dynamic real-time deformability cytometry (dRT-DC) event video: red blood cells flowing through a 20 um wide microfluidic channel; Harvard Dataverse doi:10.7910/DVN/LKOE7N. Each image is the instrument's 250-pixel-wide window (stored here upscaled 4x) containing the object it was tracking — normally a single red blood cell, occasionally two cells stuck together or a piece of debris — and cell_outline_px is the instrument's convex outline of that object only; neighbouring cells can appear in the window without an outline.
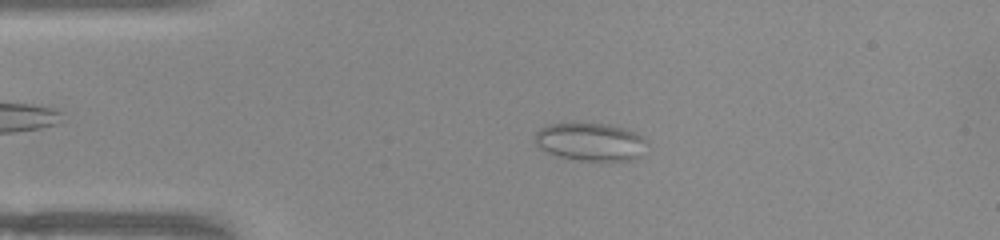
{"species": "common noctule bat (a hibernating species)", "species_latin": "Nyctalus noctula", "temperature_condition": "warm", "stored_images_in_passage": 49, "camera_frame_rate_fps": 3000, "um_per_image_px": 0.085, "animal": {"sex": "female", "body_mass_g": 22.0, "forearm_length_mm": 56.7}, "frame": {"image": 1, "passage_image": 9, "time_ms": 2.667, "image_size_px": [1000, 240], "cell_outline_px": [[648, 144], [644, 156], [636, 160], [576, 160], [560, 156], [548, 152], [540, 148], [536, 144], [532, 136], [540, 128], [548, 124], [608, 124], [628, 128], [636, 132], [648, 140]], "centroid_in_image_um": [50.27, 12.06], "position_along_channel_um": 34.7, "area_um2": 25.2}}
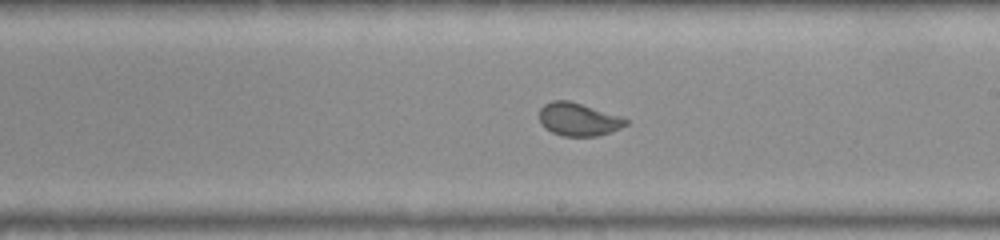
{"frame": {"image": 2, "passage_image": 27, "time_ms": 8.667, "image_size_px": [1000, 240], "cell_outline_px": [[628, 124], [612, 132], [596, 136], [564, 136], [552, 132], [544, 128], [540, 124], [540, 108], [544, 104], [552, 100], [568, 100], [624, 116], [628, 120]], "centroid_in_image_um": [49.19, 10.14], "position_along_channel_um": 239.8, "area_um2": 16.88}}
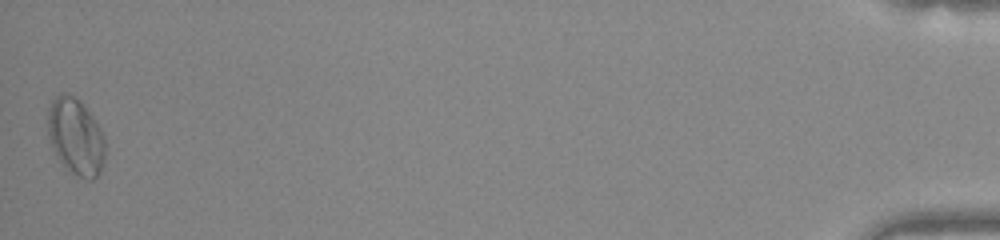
{"frame": {"image": 3, "passage_image": 49, "time_ms": 16.0, "image_size_px": [1000, 240], "cell_outline_px": [[104, 160], [100, 172], [92, 180], [88, 180], [72, 172], [60, 160], [52, 148], [48, 136], [48, 108], [52, 100], [60, 92], [68, 92], [80, 100], [92, 116], [100, 128], [104, 136]], "centroid_in_image_um": [6.43, 11.57], "position_along_channel_um": 428.8, "area_um2": 25.49}}